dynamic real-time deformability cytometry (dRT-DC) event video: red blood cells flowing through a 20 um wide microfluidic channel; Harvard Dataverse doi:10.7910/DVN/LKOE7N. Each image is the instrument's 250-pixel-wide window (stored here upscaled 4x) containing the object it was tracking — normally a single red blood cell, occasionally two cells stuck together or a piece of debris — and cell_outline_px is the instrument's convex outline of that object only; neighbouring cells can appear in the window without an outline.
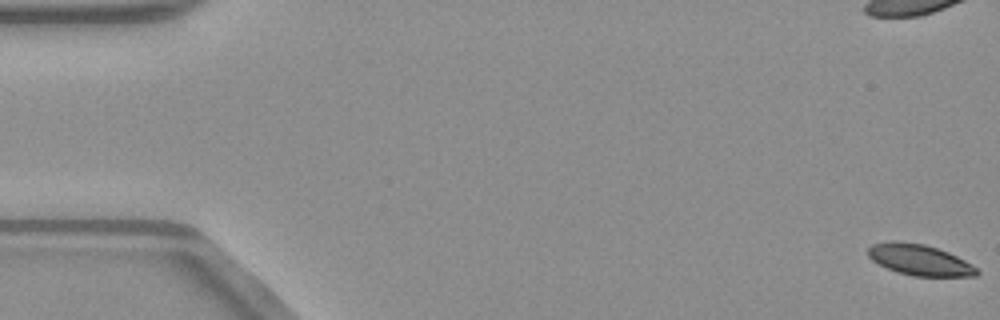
{"species": "common noctule bat (a hibernating species)", "species_latin": "Nyctalus noctula", "temperature_condition": "warm", "stored_images_in_passage": 53, "camera_frame_rate_fps": 3000, "um_per_image_px": 0.085, "animal": {"sex": "male", "body_mass_g": 23.1, "forearm_length_mm": 52.7}, "frame": {"image": 1, "passage_image": 1, "time_ms": 0.0, "image_size_px": [1000, 320], "cell_outline_px": [[980, 272], [976, 276], [912, 276], [896, 272], [872, 260], [868, 256], [868, 248], [872, 244], [892, 240], [896, 240], [924, 244], [948, 252], [972, 264]], "centroid_in_image_um": [78.15, 22.08], "position_along_channel_um": 6.9, "area_um2": 19.59}, "authors_computed_cell_mechanics": {"area_um2": 20.9814, "velocity_mm_per_s": 3.9706, "shape_relaxation_time_tau1_ms": 6.5471, "shape_relaxation_time_tau2_ms": null, "deformation_change_tau1": 0.1144, "deformation_change_tau2": null}}